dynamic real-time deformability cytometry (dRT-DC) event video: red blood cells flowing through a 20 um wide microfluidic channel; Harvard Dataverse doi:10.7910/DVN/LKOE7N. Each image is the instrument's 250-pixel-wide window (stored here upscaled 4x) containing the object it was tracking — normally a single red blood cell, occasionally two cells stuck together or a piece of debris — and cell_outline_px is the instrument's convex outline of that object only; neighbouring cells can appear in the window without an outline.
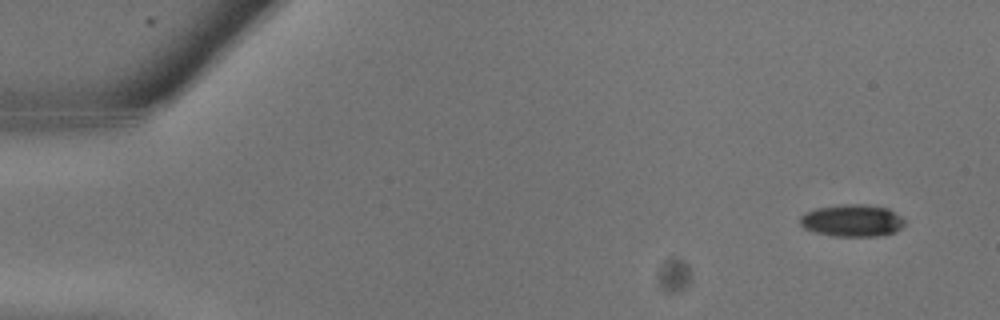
{"species": "common noctule bat (a hibernating species)", "species_latin": "Nyctalus noctula", "temperature_condition": "warm", "stored_images_in_passage": 8, "camera_frame_rate_fps": 3000, "um_per_image_px": 0.085, "animal": {"sex": "male", "body_mass_g": 13.3}, "frame": {"image": 1, "passage_image": 2, "time_ms": 0.333, "image_size_px": [1000, 320], "cell_outline_px": [[904, 224], [896, 232], [880, 236], [832, 236], [816, 232], [804, 228], [800, 224], [800, 216], [804, 212], [816, 208], [844, 204], [864, 204], [888, 208], [900, 216], [904, 220]], "centroid_in_image_um": [72.42, 18.75], "position_along_channel_um": 12.6, "area_um2": 19.65}}